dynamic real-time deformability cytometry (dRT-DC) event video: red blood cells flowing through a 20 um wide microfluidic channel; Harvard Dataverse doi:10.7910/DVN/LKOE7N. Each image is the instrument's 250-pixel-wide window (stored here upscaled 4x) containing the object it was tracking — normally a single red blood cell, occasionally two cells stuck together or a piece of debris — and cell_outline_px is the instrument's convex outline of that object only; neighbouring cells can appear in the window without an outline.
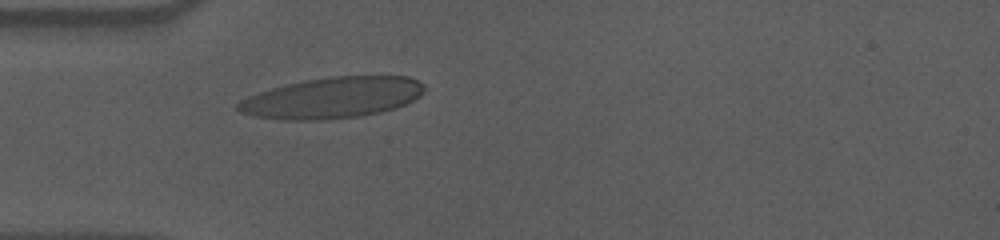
{"species": "human", "species_latin": "Homo sapiens", "temperature_condition": "cold", "stored_images_in_passage": 41, "camera_frame_rate_fps": 3000, "um_per_image_px": 0.085, "donor": {"sex": "male"}, "frame": {"image": 1, "passage_image": 1, "time_ms": 0.0, "image_size_px": [1000, 240], "cell_outline_px": [[424, 92], [420, 96], [396, 108], [380, 112], [360, 116], [324, 120], [284, 120], [252, 116], [240, 112], [236, 108], [236, 104], [240, 100], [248, 96], [272, 88], [304, 80], [328, 76], [408, 76], [424, 84]], "centroid_in_image_um": [28.23, 8.31], "position_along_channel_um": 56.8, "area_um2": 44.62}}
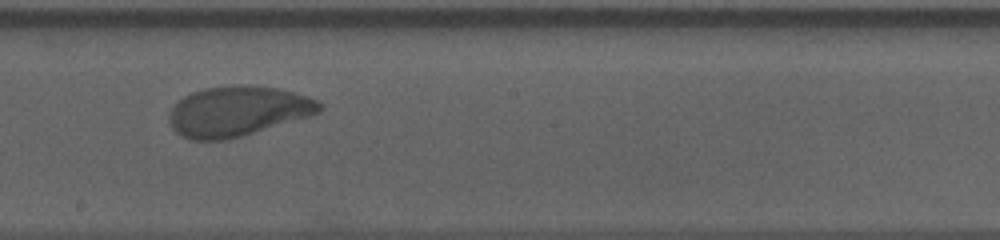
{"frame": {"image": 2, "passage_image": 16, "time_ms": 5.0, "image_size_px": [1000, 240], "cell_outline_px": [[324, 108], [320, 112], [312, 116], [240, 136], [224, 140], [192, 140], [180, 136], [172, 128], [168, 120], [168, 116], [172, 108], [184, 96], [192, 92], [204, 88], [236, 84], [248, 84], [276, 88], [308, 96], [320, 100], [324, 104]], "centroid_in_image_um": [20.24, 9.44], "position_along_channel_um": 228.0, "area_um2": 44.22}}
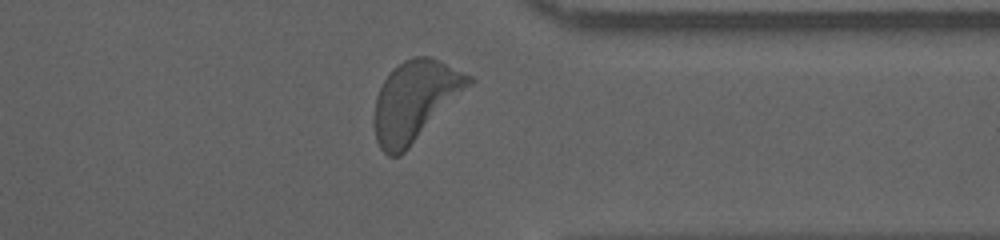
{"frame": {"image": 3, "passage_image": 29, "time_ms": 9.333, "image_size_px": [1000, 240], "cell_outline_px": [[476, 80], [400, 156], [388, 156], [380, 148], [376, 140], [372, 124], [376, 96], [384, 80], [392, 68], [404, 60], [416, 56], [428, 56], [472, 76]], "centroid_in_image_um": [35.24, 8.57], "position_along_channel_um": 376.2, "area_um2": 43.87}, "authors_computed_cell_mechanics": {"area_um2": 42.5986, "velocity_mm_per_s": 3.5281, "shape_relaxation_time_tau1_ms": 3.0835, "shape_relaxation_time_tau2_ms": 1.0363, "deformation_change_tau1": 0.1578, "deformation_change_tau2": 0.0654}}